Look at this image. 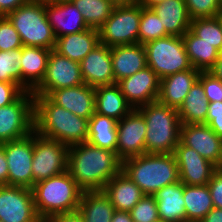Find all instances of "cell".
<instances>
[{
	"mask_svg": "<svg viewBox=\"0 0 222 222\" xmlns=\"http://www.w3.org/2000/svg\"><path fill=\"white\" fill-rule=\"evenodd\" d=\"M121 169L115 151L88 142L69 146L67 170L83 191H102Z\"/></svg>",
	"mask_w": 222,
	"mask_h": 222,
	"instance_id": "obj_1",
	"label": "cell"
},
{
	"mask_svg": "<svg viewBox=\"0 0 222 222\" xmlns=\"http://www.w3.org/2000/svg\"><path fill=\"white\" fill-rule=\"evenodd\" d=\"M89 120L55 104L48 96L34 95V131L67 146L87 141Z\"/></svg>",
	"mask_w": 222,
	"mask_h": 222,
	"instance_id": "obj_2",
	"label": "cell"
},
{
	"mask_svg": "<svg viewBox=\"0 0 222 222\" xmlns=\"http://www.w3.org/2000/svg\"><path fill=\"white\" fill-rule=\"evenodd\" d=\"M121 171L145 195H154L159 189L179 180V170L174 154L145 153L122 161Z\"/></svg>",
	"mask_w": 222,
	"mask_h": 222,
	"instance_id": "obj_3",
	"label": "cell"
},
{
	"mask_svg": "<svg viewBox=\"0 0 222 222\" xmlns=\"http://www.w3.org/2000/svg\"><path fill=\"white\" fill-rule=\"evenodd\" d=\"M31 189L35 209L41 220L77 211L83 193L68 170L37 182Z\"/></svg>",
	"mask_w": 222,
	"mask_h": 222,
	"instance_id": "obj_4",
	"label": "cell"
},
{
	"mask_svg": "<svg viewBox=\"0 0 222 222\" xmlns=\"http://www.w3.org/2000/svg\"><path fill=\"white\" fill-rule=\"evenodd\" d=\"M137 110L146 122L145 151L149 154H173L180 142L181 121L177 109L158 101Z\"/></svg>",
	"mask_w": 222,
	"mask_h": 222,
	"instance_id": "obj_5",
	"label": "cell"
},
{
	"mask_svg": "<svg viewBox=\"0 0 222 222\" xmlns=\"http://www.w3.org/2000/svg\"><path fill=\"white\" fill-rule=\"evenodd\" d=\"M6 17L19 33L23 46L55 48L56 38L47 19L44 3L28 0Z\"/></svg>",
	"mask_w": 222,
	"mask_h": 222,
	"instance_id": "obj_6",
	"label": "cell"
},
{
	"mask_svg": "<svg viewBox=\"0 0 222 222\" xmlns=\"http://www.w3.org/2000/svg\"><path fill=\"white\" fill-rule=\"evenodd\" d=\"M147 66L160 79L192 69L182 37L167 36L144 44Z\"/></svg>",
	"mask_w": 222,
	"mask_h": 222,
	"instance_id": "obj_7",
	"label": "cell"
},
{
	"mask_svg": "<svg viewBox=\"0 0 222 222\" xmlns=\"http://www.w3.org/2000/svg\"><path fill=\"white\" fill-rule=\"evenodd\" d=\"M141 4L116 5L98 29L100 43L108 47L138 43Z\"/></svg>",
	"mask_w": 222,
	"mask_h": 222,
	"instance_id": "obj_8",
	"label": "cell"
},
{
	"mask_svg": "<svg viewBox=\"0 0 222 222\" xmlns=\"http://www.w3.org/2000/svg\"><path fill=\"white\" fill-rule=\"evenodd\" d=\"M69 146L33 132L32 187L68 169Z\"/></svg>",
	"mask_w": 222,
	"mask_h": 222,
	"instance_id": "obj_9",
	"label": "cell"
},
{
	"mask_svg": "<svg viewBox=\"0 0 222 222\" xmlns=\"http://www.w3.org/2000/svg\"><path fill=\"white\" fill-rule=\"evenodd\" d=\"M34 132V95L24 91L14 102L0 107V144Z\"/></svg>",
	"mask_w": 222,
	"mask_h": 222,
	"instance_id": "obj_10",
	"label": "cell"
},
{
	"mask_svg": "<svg viewBox=\"0 0 222 222\" xmlns=\"http://www.w3.org/2000/svg\"><path fill=\"white\" fill-rule=\"evenodd\" d=\"M82 84H84V81L81 74L80 63L52 49L48 59L45 77L32 93L33 95L48 96L54 90Z\"/></svg>",
	"mask_w": 222,
	"mask_h": 222,
	"instance_id": "obj_11",
	"label": "cell"
},
{
	"mask_svg": "<svg viewBox=\"0 0 222 222\" xmlns=\"http://www.w3.org/2000/svg\"><path fill=\"white\" fill-rule=\"evenodd\" d=\"M8 163V185L32 188L33 132L2 143Z\"/></svg>",
	"mask_w": 222,
	"mask_h": 222,
	"instance_id": "obj_12",
	"label": "cell"
},
{
	"mask_svg": "<svg viewBox=\"0 0 222 222\" xmlns=\"http://www.w3.org/2000/svg\"><path fill=\"white\" fill-rule=\"evenodd\" d=\"M0 220L3 222H41L37 215L32 189L0 186Z\"/></svg>",
	"mask_w": 222,
	"mask_h": 222,
	"instance_id": "obj_13",
	"label": "cell"
},
{
	"mask_svg": "<svg viewBox=\"0 0 222 222\" xmlns=\"http://www.w3.org/2000/svg\"><path fill=\"white\" fill-rule=\"evenodd\" d=\"M146 127L145 119L137 109L118 121L116 154L121 161L146 153Z\"/></svg>",
	"mask_w": 222,
	"mask_h": 222,
	"instance_id": "obj_14",
	"label": "cell"
},
{
	"mask_svg": "<svg viewBox=\"0 0 222 222\" xmlns=\"http://www.w3.org/2000/svg\"><path fill=\"white\" fill-rule=\"evenodd\" d=\"M117 84L133 109L155 102L159 96L160 78L149 66Z\"/></svg>",
	"mask_w": 222,
	"mask_h": 222,
	"instance_id": "obj_15",
	"label": "cell"
},
{
	"mask_svg": "<svg viewBox=\"0 0 222 222\" xmlns=\"http://www.w3.org/2000/svg\"><path fill=\"white\" fill-rule=\"evenodd\" d=\"M180 142L193 148L217 168L222 161V138L207 124H181Z\"/></svg>",
	"mask_w": 222,
	"mask_h": 222,
	"instance_id": "obj_16",
	"label": "cell"
},
{
	"mask_svg": "<svg viewBox=\"0 0 222 222\" xmlns=\"http://www.w3.org/2000/svg\"><path fill=\"white\" fill-rule=\"evenodd\" d=\"M173 154L178 165L179 180L184 185H206L218 169L193 148L185 146L181 142L175 147Z\"/></svg>",
	"mask_w": 222,
	"mask_h": 222,
	"instance_id": "obj_17",
	"label": "cell"
},
{
	"mask_svg": "<svg viewBox=\"0 0 222 222\" xmlns=\"http://www.w3.org/2000/svg\"><path fill=\"white\" fill-rule=\"evenodd\" d=\"M82 78L85 84L94 88L115 84L110 47L99 43L80 62Z\"/></svg>",
	"mask_w": 222,
	"mask_h": 222,
	"instance_id": "obj_18",
	"label": "cell"
},
{
	"mask_svg": "<svg viewBox=\"0 0 222 222\" xmlns=\"http://www.w3.org/2000/svg\"><path fill=\"white\" fill-rule=\"evenodd\" d=\"M45 11L55 38L83 32L89 27L82 13L70 0H58L45 4Z\"/></svg>",
	"mask_w": 222,
	"mask_h": 222,
	"instance_id": "obj_19",
	"label": "cell"
},
{
	"mask_svg": "<svg viewBox=\"0 0 222 222\" xmlns=\"http://www.w3.org/2000/svg\"><path fill=\"white\" fill-rule=\"evenodd\" d=\"M48 97L57 105L88 119L95 113V88L82 84L52 91Z\"/></svg>",
	"mask_w": 222,
	"mask_h": 222,
	"instance_id": "obj_20",
	"label": "cell"
},
{
	"mask_svg": "<svg viewBox=\"0 0 222 222\" xmlns=\"http://www.w3.org/2000/svg\"><path fill=\"white\" fill-rule=\"evenodd\" d=\"M200 73L201 71L192 68L160 79L157 101L163 105L178 109L191 87L199 79Z\"/></svg>",
	"mask_w": 222,
	"mask_h": 222,
	"instance_id": "obj_21",
	"label": "cell"
},
{
	"mask_svg": "<svg viewBox=\"0 0 222 222\" xmlns=\"http://www.w3.org/2000/svg\"><path fill=\"white\" fill-rule=\"evenodd\" d=\"M115 83L147 66L146 50L140 43L110 47Z\"/></svg>",
	"mask_w": 222,
	"mask_h": 222,
	"instance_id": "obj_22",
	"label": "cell"
},
{
	"mask_svg": "<svg viewBox=\"0 0 222 222\" xmlns=\"http://www.w3.org/2000/svg\"><path fill=\"white\" fill-rule=\"evenodd\" d=\"M50 49L23 46L21 56L22 89L33 92L45 77Z\"/></svg>",
	"mask_w": 222,
	"mask_h": 222,
	"instance_id": "obj_23",
	"label": "cell"
},
{
	"mask_svg": "<svg viewBox=\"0 0 222 222\" xmlns=\"http://www.w3.org/2000/svg\"><path fill=\"white\" fill-rule=\"evenodd\" d=\"M102 191L118 211L130 212L145 196L143 191L122 171L115 175Z\"/></svg>",
	"mask_w": 222,
	"mask_h": 222,
	"instance_id": "obj_24",
	"label": "cell"
},
{
	"mask_svg": "<svg viewBox=\"0 0 222 222\" xmlns=\"http://www.w3.org/2000/svg\"><path fill=\"white\" fill-rule=\"evenodd\" d=\"M184 184L178 181L159 189L153 196L160 222H186Z\"/></svg>",
	"mask_w": 222,
	"mask_h": 222,
	"instance_id": "obj_25",
	"label": "cell"
},
{
	"mask_svg": "<svg viewBox=\"0 0 222 222\" xmlns=\"http://www.w3.org/2000/svg\"><path fill=\"white\" fill-rule=\"evenodd\" d=\"M99 43V31L94 28H88L83 32L56 38L54 50L80 63Z\"/></svg>",
	"mask_w": 222,
	"mask_h": 222,
	"instance_id": "obj_26",
	"label": "cell"
},
{
	"mask_svg": "<svg viewBox=\"0 0 222 222\" xmlns=\"http://www.w3.org/2000/svg\"><path fill=\"white\" fill-rule=\"evenodd\" d=\"M170 36L182 37L190 28L191 18L185 0H166L151 7Z\"/></svg>",
	"mask_w": 222,
	"mask_h": 222,
	"instance_id": "obj_27",
	"label": "cell"
},
{
	"mask_svg": "<svg viewBox=\"0 0 222 222\" xmlns=\"http://www.w3.org/2000/svg\"><path fill=\"white\" fill-rule=\"evenodd\" d=\"M133 110L117 83L95 88V112L121 120Z\"/></svg>",
	"mask_w": 222,
	"mask_h": 222,
	"instance_id": "obj_28",
	"label": "cell"
},
{
	"mask_svg": "<svg viewBox=\"0 0 222 222\" xmlns=\"http://www.w3.org/2000/svg\"><path fill=\"white\" fill-rule=\"evenodd\" d=\"M117 123L118 121L116 119L95 112L89 118L86 142L98 148L116 152Z\"/></svg>",
	"mask_w": 222,
	"mask_h": 222,
	"instance_id": "obj_29",
	"label": "cell"
},
{
	"mask_svg": "<svg viewBox=\"0 0 222 222\" xmlns=\"http://www.w3.org/2000/svg\"><path fill=\"white\" fill-rule=\"evenodd\" d=\"M182 39L192 67L201 72H208L214 66L220 52L190 30L182 36Z\"/></svg>",
	"mask_w": 222,
	"mask_h": 222,
	"instance_id": "obj_30",
	"label": "cell"
},
{
	"mask_svg": "<svg viewBox=\"0 0 222 222\" xmlns=\"http://www.w3.org/2000/svg\"><path fill=\"white\" fill-rule=\"evenodd\" d=\"M208 104L202 83L197 80L177 109L181 124H206Z\"/></svg>",
	"mask_w": 222,
	"mask_h": 222,
	"instance_id": "obj_31",
	"label": "cell"
},
{
	"mask_svg": "<svg viewBox=\"0 0 222 222\" xmlns=\"http://www.w3.org/2000/svg\"><path fill=\"white\" fill-rule=\"evenodd\" d=\"M78 211L85 222H111L115 208L103 191H83Z\"/></svg>",
	"mask_w": 222,
	"mask_h": 222,
	"instance_id": "obj_32",
	"label": "cell"
},
{
	"mask_svg": "<svg viewBox=\"0 0 222 222\" xmlns=\"http://www.w3.org/2000/svg\"><path fill=\"white\" fill-rule=\"evenodd\" d=\"M186 222H200L213 208L214 204L208 185H184Z\"/></svg>",
	"mask_w": 222,
	"mask_h": 222,
	"instance_id": "obj_33",
	"label": "cell"
},
{
	"mask_svg": "<svg viewBox=\"0 0 222 222\" xmlns=\"http://www.w3.org/2000/svg\"><path fill=\"white\" fill-rule=\"evenodd\" d=\"M82 13L89 28L99 29L116 6L110 0H70Z\"/></svg>",
	"mask_w": 222,
	"mask_h": 222,
	"instance_id": "obj_34",
	"label": "cell"
},
{
	"mask_svg": "<svg viewBox=\"0 0 222 222\" xmlns=\"http://www.w3.org/2000/svg\"><path fill=\"white\" fill-rule=\"evenodd\" d=\"M170 36L161 19L152 8L141 5V19L139 24L138 43L144 45L150 41Z\"/></svg>",
	"mask_w": 222,
	"mask_h": 222,
	"instance_id": "obj_35",
	"label": "cell"
},
{
	"mask_svg": "<svg viewBox=\"0 0 222 222\" xmlns=\"http://www.w3.org/2000/svg\"><path fill=\"white\" fill-rule=\"evenodd\" d=\"M189 30L198 38L212 44L220 53L222 52V28L218 17L191 20Z\"/></svg>",
	"mask_w": 222,
	"mask_h": 222,
	"instance_id": "obj_36",
	"label": "cell"
},
{
	"mask_svg": "<svg viewBox=\"0 0 222 222\" xmlns=\"http://www.w3.org/2000/svg\"><path fill=\"white\" fill-rule=\"evenodd\" d=\"M22 48L0 51V81L16 83L22 88Z\"/></svg>",
	"mask_w": 222,
	"mask_h": 222,
	"instance_id": "obj_37",
	"label": "cell"
},
{
	"mask_svg": "<svg viewBox=\"0 0 222 222\" xmlns=\"http://www.w3.org/2000/svg\"><path fill=\"white\" fill-rule=\"evenodd\" d=\"M138 222H160L157 203L153 195H145L129 212Z\"/></svg>",
	"mask_w": 222,
	"mask_h": 222,
	"instance_id": "obj_38",
	"label": "cell"
},
{
	"mask_svg": "<svg viewBox=\"0 0 222 222\" xmlns=\"http://www.w3.org/2000/svg\"><path fill=\"white\" fill-rule=\"evenodd\" d=\"M191 20L217 17L221 11L220 0H185Z\"/></svg>",
	"mask_w": 222,
	"mask_h": 222,
	"instance_id": "obj_39",
	"label": "cell"
},
{
	"mask_svg": "<svg viewBox=\"0 0 222 222\" xmlns=\"http://www.w3.org/2000/svg\"><path fill=\"white\" fill-rule=\"evenodd\" d=\"M19 33L6 16H0V51L22 48Z\"/></svg>",
	"mask_w": 222,
	"mask_h": 222,
	"instance_id": "obj_40",
	"label": "cell"
},
{
	"mask_svg": "<svg viewBox=\"0 0 222 222\" xmlns=\"http://www.w3.org/2000/svg\"><path fill=\"white\" fill-rule=\"evenodd\" d=\"M198 80L202 83L205 97L209 103L222 101V81L209 72H201Z\"/></svg>",
	"mask_w": 222,
	"mask_h": 222,
	"instance_id": "obj_41",
	"label": "cell"
},
{
	"mask_svg": "<svg viewBox=\"0 0 222 222\" xmlns=\"http://www.w3.org/2000/svg\"><path fill=\"white\" fill-rule=\"evenodd\" d=\"M24 90L16 83L0 81V107L14 102Z\"/></svg>",
	"mask_w": 222,
	"mask_h": 222,
	"instance_id": "obj_42",
	"label": "cell"
},
{
	"mask_svg": "<svg viewBox=\"0 0 222 222\" xmlns=\"http://www.w3.org/2000/svg\"><path fill=\"white\" fill-rule=\"evenodd\" d=\"M211 198L215 208L222 209V172L217 169L208 182Z\"/></svg>",
	"mask_w": 222,
	"mask_h": 222,
	"instance_id": "obj_43",
	"label": "cell"
},
{
	"mask_svg": "<svg viewBox=\"0 0 222 222\" xmlns=\"http://www.w3.org/2000/svg\"><path fill=\"white\" fill-rule=\"evenodd\" d=\"M41 222H85L81 213L77 210L74 212L56 214L41 220Z\"/></svg>",
	"mask_w": 222,
	"mask_h": 222,
	"instance_id": "obj_44",
	"label": "cell"
},
{
	"mask_svg": "<svg viewBox=\"0 0 222 222\" xmlns=\"http://www.w3.org/2000/svg\"><path fill=\"white\" fill-rule=\"evenodd\" d=\"M27 1L28 0H0V16H7Z\"/></svg>",
	"mask_w": 222,
	"mask_h": 222,
	"instance_id": "obj_45",
	"label": "cell"
},
{
	"mask_svg": "<svg viewBox=\"0 0 222 222\" xmlns=\"http://www.w3.org/2000/svg\"><path fill=\"white\" fill-rule=\"evenodd\" d=\"M8 185V163L2 143L0 144V186Z\"/></svg>",
	"mask_w": 222,
	"mask_h": 222,
	"instance_id": "obj_46",
	"label": "cell"
},
{
	"mask_svg": "<svg viewBox=\"0 0 222 222\" xmlns=\"http://www.w3.org/2000/svg\"><path fill=\"white\" fill-rule=\"evenodd\" d=\"M222 117V101L210 102L208 104V114L206 117V124H208L213 118Z\"/></svg>",
	"mask_w": 222,
	"mask_h": 222,
	"instance_id": "obj_47",
	"label": "cell"
},
{
	"mask_svg": "<svg viewBox=\"0 0 222 222\" xmlns=\"http://www.w3.org/2000/svg\"><path fill=\"white\" fill-rule=\"evenodd\" d=\"M200 222H222V209L214 207Z\"/></svg>",
	"mask_w": 222,
	"mask_h": 222,
	"instance_id": "obj_48",
	"label": "cell"
},
{
	"mask_svg": "<svg viewBox=\"0 0 222 222\" xmlns=\"http://www.w3.org/2000/svg\"><path fill=\"white\" fill-rule=\"evenodd\" d=\"M208 72L211 73L215 78L222 81V52L219 54L214 66Z\"/></svg>",
	"mask_w": 222,
	"mask_h": 222,
	"instance_id": "obj_49",
	"label": "cell"
},
{
	"mask_svg": "<svg viewBox=\"0 0 222 222\" xmlns=\"http://www.w3.org/2000/svg\"><path fill=\"white\" fill-rule=\"evenodd\" d=\"M111 222H132V218L128 211L115 210Z\"/></svg>",
	"mask_w": 222,
	"mask_h": 222,
	"instance_id": "obj_50",
	"label": "cell"
},
{
	"mask_svg": "<svg viewBox=\"0 0 222 222\" xmlns=\"http://www.w3.org/2000/svg\"><path fill=\"white\" fill-rule=\"evenodd\" d=\"M207 125L222 138V117L213 118Z\"/></svg>",
	"mask_w": 222,
	"mask_h": 222,
	"instance_id": "obj_51",
	"label": "cell"
},
{
	"mask_svg": "<svg viewBox=\"0 0 222 222\" xmlns=\"http://www.w3.org/2000/svg\"><path fill=\"white\" fill-rule=\"evenodd\" d=\"M164 1L166 0H139V3L144 7L151 8L153 5Z\"/></svg>",
	"mask_w": 222,
	"mask_h": 222,
	"instance_id": "obj_52",
	"label": "cell"
},
{
	"mask_svg": "<svg viewBox=\"0 0 222 222\" xmlns=\"http://www.w3.org/2000/svg\"><path fill=\"white\" fill-rule=\"evenodd\" d=\"M115 5H128L139 2V0H110Z\"/></svg>",
	"mask_w": 222,
	"mask_h": 222,
	"instance_id": "obj_53",
	"label": "cell"
},
{
	"mask_svg": "<svg viewBox=\"0 0 222 222\" xmlns=\"http://www.w3.org/2000/svg\"><path fill=\"white\" fill-rule=\"evenodd\" d=\"M30 1H34V2H39V3H53V2H56L58 0H30Z\"/></svg>",
	"mask_w": 222,
	"mask_h": 222,
	"instance_id": "obj_54",
	"label": "cell"
},
{
	"mask_svg": "<svg viewBox=\"0 0 222 222\" xmlns=\"http://www.w3.org/2000/svg\"><path fill=\"white\" fill-rule=\"evenodd\" d=\"M217 17H218L219 23H220L221 28H222V10H221L220 13L217 15Z\"/></svg>",
	"mask_w": 222,
	"mask_h": 222,
	"instance_id": "obj_55",
	"label": "cell"
},
{
	"mask_svg": "<svg viewBox=\"0 0 222 222\" xmlns=\"http://www.w3.org/2000/svg\"><path fill=\"white\" fill-rule=\"evenodd\" d=\"M218 169L222 172V161H221V164L219 165Z\"/></svg>",
	"mask_w": 222,
	"mask_h": 222,
	"instance_id": "obj_56",
	"label": "cell"
}]
</instances>
